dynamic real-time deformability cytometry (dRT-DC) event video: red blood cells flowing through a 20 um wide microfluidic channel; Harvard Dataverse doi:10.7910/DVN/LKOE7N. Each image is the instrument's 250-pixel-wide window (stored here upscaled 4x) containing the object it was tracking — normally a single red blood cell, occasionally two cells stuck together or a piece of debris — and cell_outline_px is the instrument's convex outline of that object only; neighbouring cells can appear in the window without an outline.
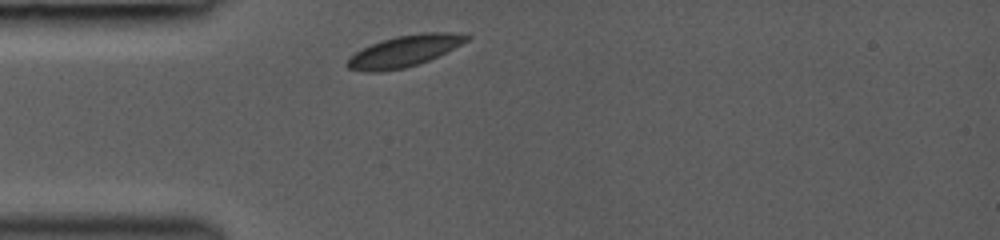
{"species": "common noctule bat (a hibernating species)", "species_latin": "Nyctalus noctula", "temperature_condition": "room temperature", "stored_images_in_passage": 29, "camera_frame_rate_fps": 3000, "um_per_image_px": 0.085, "animal": {"sex": "female", "body_mass_g": 19.0, "forearm_length_mm": 53.3}, "frame": {"image": 1, "passage_image": 1, "time_ms": 0.0, "image_size_px": [1000, 240], "cell_outline_px": [[472, 36], [468, 40], [428, 60], [404, 68], [380, 72], [364, 72], [348, 68], [344, 64], [348, 56], [372, 44], [396, 36], [420, 32], [452, 32]], "centroid_in_image_um": [34.3, 4.34], "position_along_channel_um": 50.7, "area_um2": 21.56}}
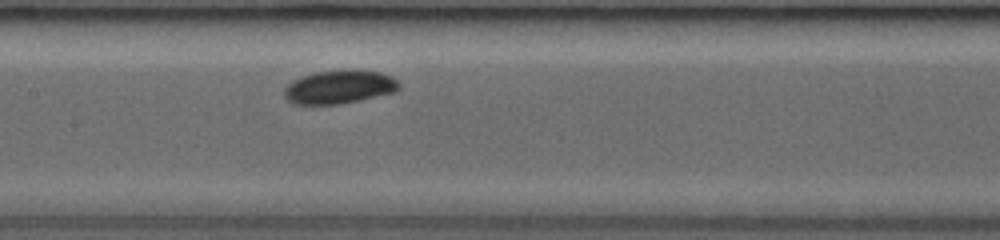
{"frame": {"image": 2, "passage_image": 11, "time_ms": 3.333, "image_size_px": [1000, 240], "cell_outline_px": [[400, 88], [396, 92], [360, 100], [340, 104], [296, 104], [288, 100], [284, 96], [284, 88], [292, 80], [300, 76], [316, 72], [348, 68], [352, 68], [380, 72], [392, 76], [400, 84]], "centroid_in_image_um": [28.86, 7.37], "position_along_channel_um": 178.5, "area_um2": 22.83}}
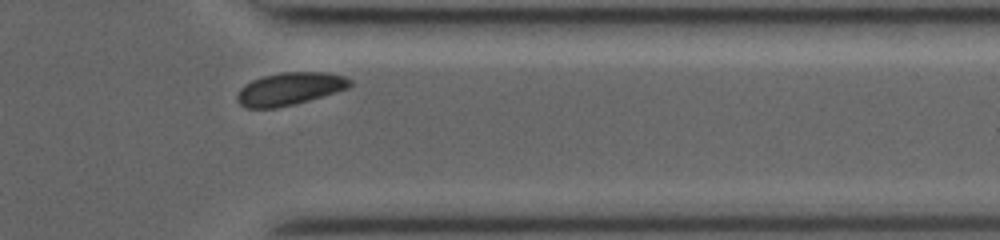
{"frame": {"image": 3, "passage_image": 26, "time_ms": 8.333, "image_size_px": [1000, 240], "cell_outline_px": [[352, 84], [348, 88], [336, 92], [308, 100], [276, 108], [248, 108], [240, 104], [236, 100], [236, 96], [240, 88], [244, 84], [252, 80], [264, 76], [280, 72], [328, 72], [344, 76], [352, 80]], "centroid_in_image_um": [24.62, 7.54], "position_along_channel_um": 386.8, "area_um2": 21.44}}